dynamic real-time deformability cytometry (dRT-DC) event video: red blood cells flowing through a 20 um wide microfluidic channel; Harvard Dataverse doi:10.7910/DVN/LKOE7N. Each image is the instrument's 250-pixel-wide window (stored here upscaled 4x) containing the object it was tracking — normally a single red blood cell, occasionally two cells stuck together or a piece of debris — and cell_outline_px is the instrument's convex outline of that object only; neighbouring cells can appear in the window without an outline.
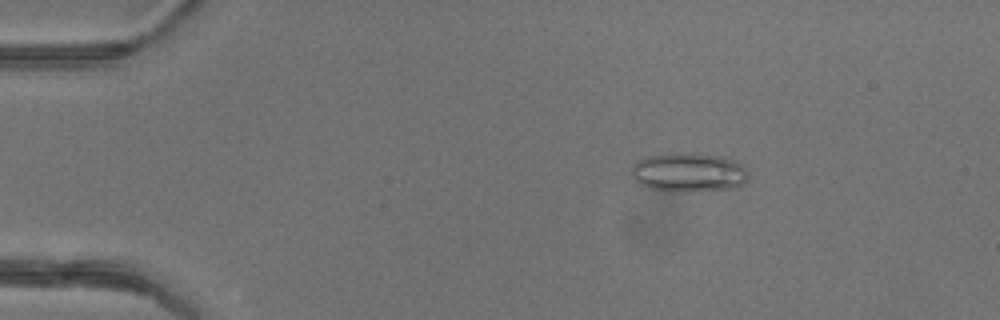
{"species": "common noctule bat (a hibernating species)", "species_latin": "Nyctalus noctula", "temperature_condition": "warm", "stored_images_in_passage": 49, "camera_frame_rate_fps": 3000, "um_per_image_px": 0.085, "animal": {"sex": "female"}, "frame": {"image": 1, "passage_image": 9, "time_ms": 2.667, "image_size_px": [1000, 320], "cell_outline_px": [[748, 176], [744, 184], [732, 188], [688, 192], [672, 192], [648, 188], [640, 184], [632, 176], [632, 164], [636, 160], [648, 156], [672, 152], [692, 152], [724, 156], [736, 160], [748, 172]], "centroid_in_image_um": [58.53, 14.64], "position_along_channel_um": 26.5, "area_um2": 27.28}}
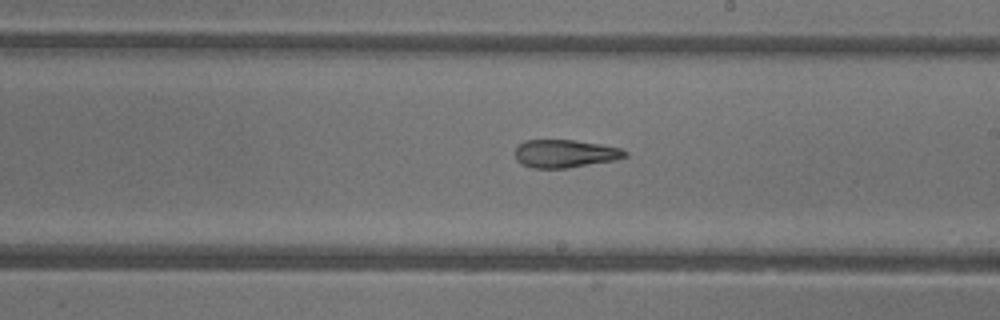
{"frame": {"image": 2, "passage_image": 29, "time_ms": 9.333, "image_size_px": [1000, 320], "cell_outline_px": [[628, 156], [612, 160], [568, 168], [532, 168], [520, 164], [516, 160], [516, 148], [524, 140], [572, 140], [600, 144], [620, 148], [628, 152]], "centroid_in_image_um": [48.0, 13.06], "position_along_channel_um": 241.0, "area_um2": 17.8}}
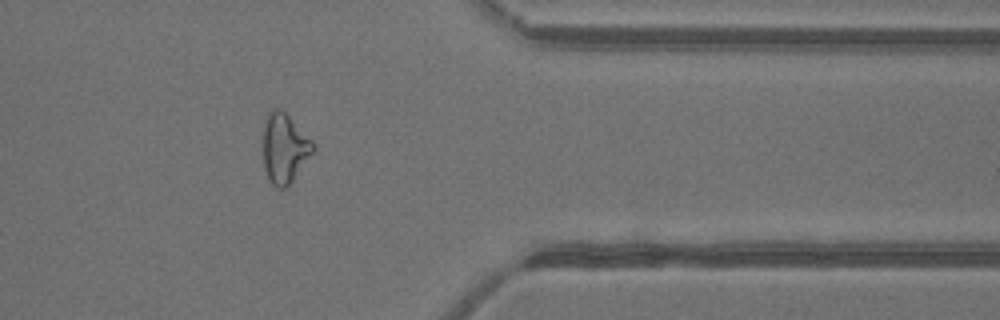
{"frame": {"image": 3, "passage_image": 40, "time_ms": 13.0, "image_size_px": [1000, 320], "cell_outline_px": [[316, 148], [292, 180], [284, 188], [276, 188], [272, 184], [264, 168], [264, 124], [268, 112], [272, 108], [280, 108], [316, 144]], "centroid_in_image_um": [24.18, 12.58], "position_along_channel_um": 387.2, "area_um2": 19.88}, "authors_computed_cell_mechanics": {"area_um2": 21.5594, "velocity_mm_per_s": 4.365, "shape_relaxation_time_tau1_ms": null, "shape_relaxation_time_tau2_ms": 4.2204, "deformation_change_tau1": null, "deformation_change_tau2": 0.1733}}